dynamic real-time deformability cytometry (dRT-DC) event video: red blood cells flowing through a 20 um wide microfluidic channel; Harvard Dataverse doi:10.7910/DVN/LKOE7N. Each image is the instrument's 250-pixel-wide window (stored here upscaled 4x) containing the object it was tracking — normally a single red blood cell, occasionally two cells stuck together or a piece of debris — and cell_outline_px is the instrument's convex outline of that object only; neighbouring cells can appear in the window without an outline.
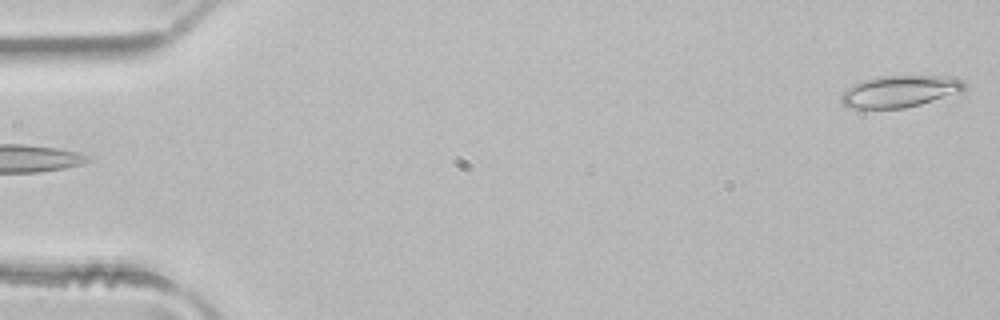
{"species": "common noctule bat (a hibernating species)", "species_latin": "Nyctalus noctula", "temperature_condition": "room temperature", "stored_images_in_passage": 5, "camera_frame_rate_fps": 3000, "um_per_image_px": 0.085, "animal": {"sex": "male", "body_mass_g": 21.5, "forearm_length_mm": 52.0}, "frame": {"image": 1, "passage_image": 5, "time_ms": 1.333, "image_size_px": [1000, 320], "cell_outline_px": [[968, 88], [964, 92], [920, 104], [904, 108], [848, 108], [840, 100], [840, 96], [852, 84], [876, 76], [940, 76], [964, 80]], "centroid_in_image_um": [76.52, 7.76], "position_along_channel_um": 8.5, "area_um2": 22.95}}